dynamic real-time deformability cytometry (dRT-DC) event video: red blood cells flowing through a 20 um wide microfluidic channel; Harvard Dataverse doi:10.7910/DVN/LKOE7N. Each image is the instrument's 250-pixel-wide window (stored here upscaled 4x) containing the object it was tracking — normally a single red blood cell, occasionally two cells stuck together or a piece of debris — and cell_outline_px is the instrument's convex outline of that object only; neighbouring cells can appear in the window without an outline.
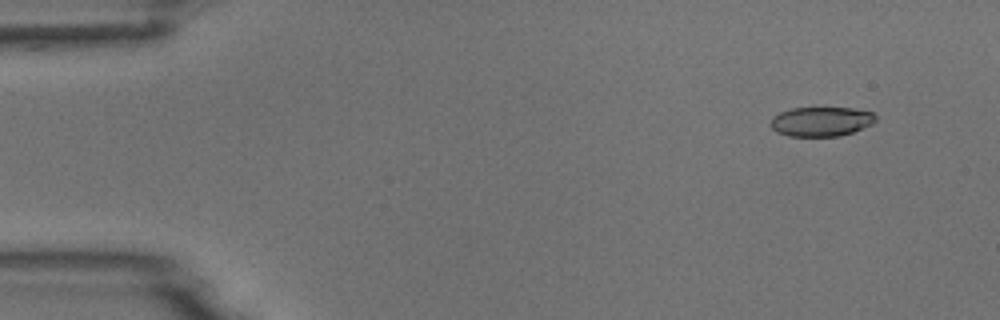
{"species": "common noctule bat (a hibernating species)", "species_latin": "Nyctalus noctula", "temperature_condition": "room temperature", "stored_images_in_passage": 6, "camera_frame_rate_fps": 3000, "um_per_image_px": 0.085, "animal": {"sex": "male", "body_mass_g": 18.8}, "frame": {"image": 1, "passage_image": 2, "time_ms": 1.333, "image_size_px": [1000, 320], "cell_outline_px": [[876, 120], [872, 124], [852, 132], [840, 136], [788, 136], [776, 132], [772, 128], [772, 116], [780, 112], [792, 108], [852, 108], [872, 112], [876, 116]], "centroid_in_image_um": [69.8, 10.33], "position_along_channel_um": 15.2, "area_um2": 17.98}}
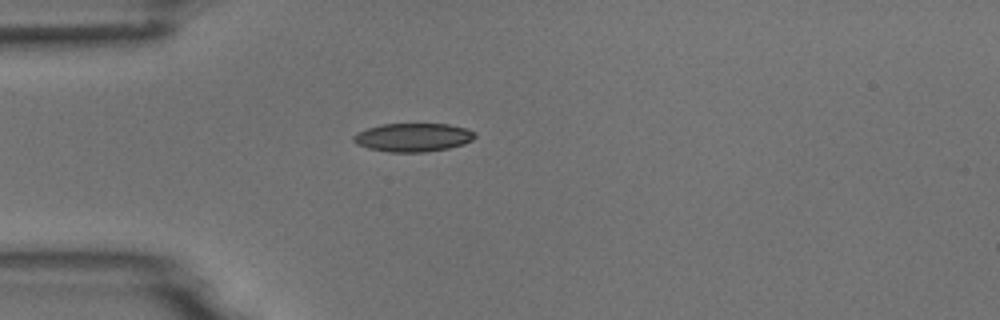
{"frame": {"image": 2, "passage_image": 5, "time_ms": 4.667, "image_size_px": [1000, 320], "cell_outline_px": [[476, 136], [472, 140], [464, 144], [448, 148], [424, 152], [388, 152], [368, 148], [356, 144], [352, 140], [352, 136], [356, 132], [380, 124], [448, 124], [464, 128], [476, 132]], "centroid_in_image_um": [35.08, 11.68], "position_along_channel_um": 49.9, "area_um2": 20.23}}